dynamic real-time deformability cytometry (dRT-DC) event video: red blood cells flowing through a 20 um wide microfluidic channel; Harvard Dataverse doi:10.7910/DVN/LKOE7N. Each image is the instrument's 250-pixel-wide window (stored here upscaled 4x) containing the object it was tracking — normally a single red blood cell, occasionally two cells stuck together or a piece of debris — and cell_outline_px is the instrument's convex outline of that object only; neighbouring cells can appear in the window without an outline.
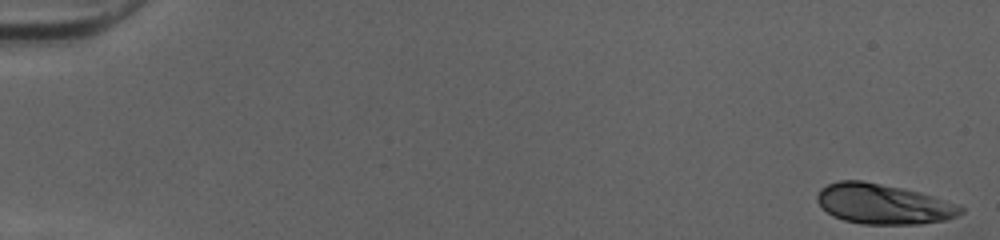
{"species": "human", "species_latin": "Homo sapiens", "temperature_condition": "cold", "stored_images_in_passage": 51, "camera_frame_rate_fps": 3000, "um_per_image_px": 0.085, "donor": {"sex": "female"}, "frame": {"image": 1, "passage_image": 1, "time_ms": 0.0, "image_size_px": [1000, 240], "cell_outline_px": [[964, 212], [956, 216], [944, 220], [920, 224], [860, 224], [844, 220], [832, 216], [816, 200], [816, 196], [820, 188], [828, 184], [840, 180], [864, 180], [904, 188], [920, 192], [960, 204], [964, 208]], "centroid_in_image_um": [75.09, 17.33], "position_along_channel_um": 9.9, "area_um2": 33.87}}
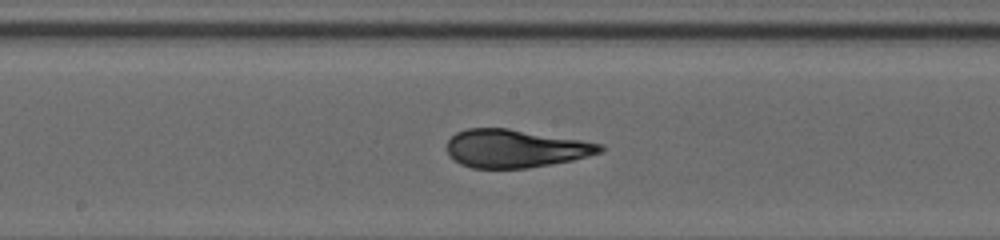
{"frame": {"image": 2, "passage_image": 28, "time_ms": 9.0, "image_size_px": [1000, 240], "cell_outline_px": [[604, 148], [600, 152], [588, 156], [572, 160], [552, 164], [528, 168], [472, 168], [460, 164], [448, 156], [448, 140], [456, 132], [468, 128], [508, 128], [604, 144]], "centroid_in_image_um": [43.78, 12.62], "position_along_channel_um": 204.4, "area_um2": 33.93}}
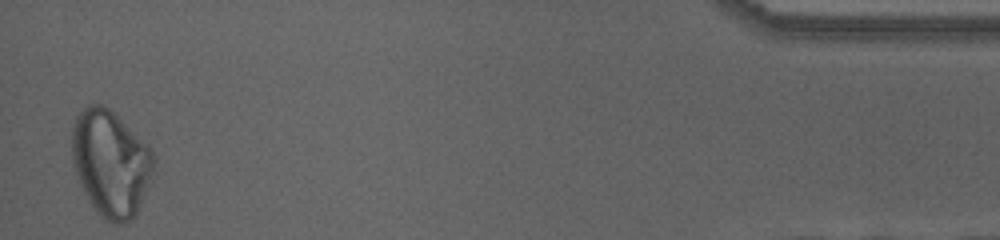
{"frame": {"image": 3, "passage_image": 50, "time_ms": 16.333, "image_size_px": [1000, 240], "cell_outline_px": [[152, 168], [136, 216], [132, 220], [124, 224], [112, 224], [104, 220], [96, 212], [84, 192], [80, 184], [72, 160], [72, 128], [76, 116], [88, 104], [100, 104], [108, 108], [148, 144], [152, 152]], "centroid_in_image_um": [9.37, 13.89], "position_along_channel_um": 425.8, "area_um2": 50.05}, "authors_computed_cell_mechanics": {"area_um2": 33.9864, "velocity_mm_per_s": 4.0574, "shape_relaxation_time_tau1_ms": null, "shape_relaxation_time_tau2_ms": 0.922, "deformation_change_tau1": null, "deformation_change_tau2": 0.0475}}